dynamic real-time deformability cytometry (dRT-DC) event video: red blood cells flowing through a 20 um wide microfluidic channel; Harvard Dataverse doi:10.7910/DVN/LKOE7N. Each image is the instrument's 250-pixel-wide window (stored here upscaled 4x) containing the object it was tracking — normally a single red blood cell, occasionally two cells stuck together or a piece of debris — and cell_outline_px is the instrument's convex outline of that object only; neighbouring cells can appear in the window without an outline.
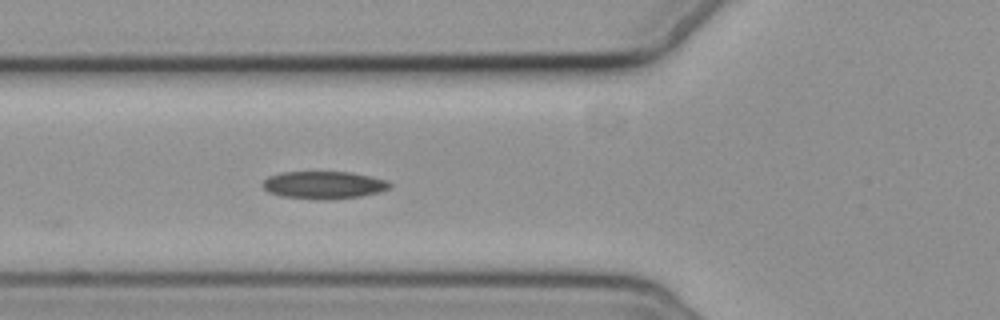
{"species": "common noctule bat (a hibernating species)", "species_latin": "Nyctalus noctula", "temperature_condition": "cold", "stored_images_in_passage": 6, "camera_frame_rate_fps": 3000, "um_per_image_px": 0.085, "animal": {"sex": "female", "body_mass_g": 19.3, "forearm_length_mm": 54.1}, "frame": {"image": 1, "passage_image": 6, "time_ms": 6.667, "image_size_px": [1000, 320], "cell_outline_px": [[392, 184], [388, 188], [380, 192], [360, 196], [328, 200], [320, 200], [280, 196], [268, 192], [264, 188], [264, 180], [268, 176], [280, 172], [352, 172], [388, 180]], "centroid_in_image_um": [27.52, 15.73], "position_along_channel_um": 98.3, "area_um2": 20.52}}